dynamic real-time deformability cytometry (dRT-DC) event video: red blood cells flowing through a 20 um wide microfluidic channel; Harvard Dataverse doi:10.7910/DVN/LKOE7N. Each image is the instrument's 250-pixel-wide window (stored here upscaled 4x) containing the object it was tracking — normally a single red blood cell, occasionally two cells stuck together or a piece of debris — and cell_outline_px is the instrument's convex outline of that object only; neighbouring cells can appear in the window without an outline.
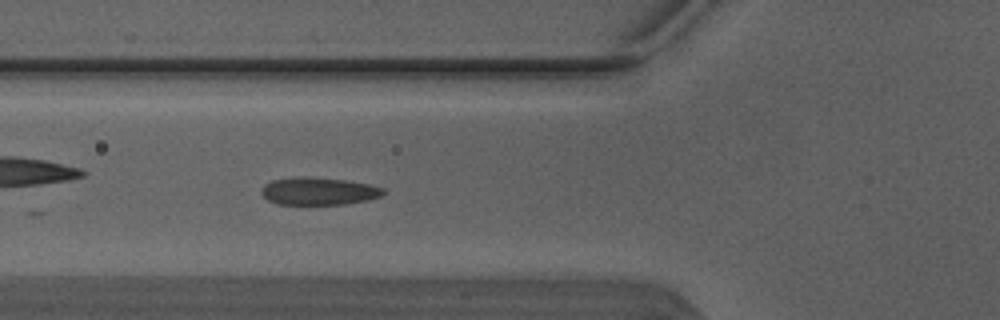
{"species": "Egyptian fruit bat (a non-hibernating species)", "species_latin": "Rousettus aegyptiacus", "temperature_condition": "warm", "stored_images_in_passage": 5, "camera_frame_rate_fps": 3000, "um_per_image_px": 0.085, "animal": {"sex": "male"}, "frame": {"image": 1, "passage_image": 5, "time_ms": 1.333, "image_size_px": [1000, 320], "cell_outline_px": [[384, 192], [380, 196], [368, 200], [344, 204], [276, 204], [268, 200], [260, 192], [264, 184], [272, 180], [348, 180], [368, 184], [384, 188]], "centroid_in_image_um": [27.12, 16.31], "position_along_channel_um": 98.7, "area_um2": 18.44}}